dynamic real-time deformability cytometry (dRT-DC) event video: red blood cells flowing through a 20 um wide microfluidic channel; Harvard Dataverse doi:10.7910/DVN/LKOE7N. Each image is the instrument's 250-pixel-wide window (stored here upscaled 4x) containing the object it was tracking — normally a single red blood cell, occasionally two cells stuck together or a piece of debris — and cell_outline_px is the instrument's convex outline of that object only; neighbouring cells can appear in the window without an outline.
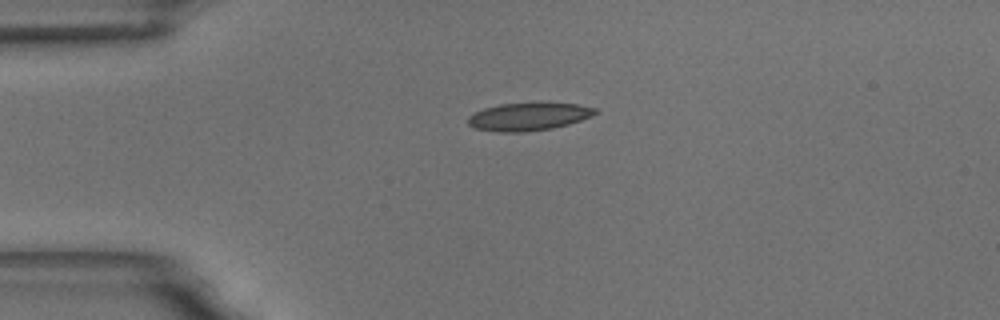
{"species": "common noctule bat (a hibernating species)", "species_latin": "Nyctalus noctula", "temperature_condition": "room temperature", "stored_images_in_passage": 5, "camera_frame_rate_fps": 3000, "um_per_image_px": 0.085, "animal": {"sex": "male", "body_mass_g": 18.8}, "frame": {"image": 1, "passage_image": 5, "time_ms": 5.333, "image_size_px": [1000, 320], "cell_outline_px": [[596, 112], [592, 116], [568, 124], [552, 128], [524, 132], [496, 132], [476, 128], [468, 124], [468, 116], [484, 108], [500, 104], [576, 104], [596, 108]], "centroid_in_image_um": [44.89, 9.93], "position_along_channel_um": 40.1, "area_um2": 20.11}}